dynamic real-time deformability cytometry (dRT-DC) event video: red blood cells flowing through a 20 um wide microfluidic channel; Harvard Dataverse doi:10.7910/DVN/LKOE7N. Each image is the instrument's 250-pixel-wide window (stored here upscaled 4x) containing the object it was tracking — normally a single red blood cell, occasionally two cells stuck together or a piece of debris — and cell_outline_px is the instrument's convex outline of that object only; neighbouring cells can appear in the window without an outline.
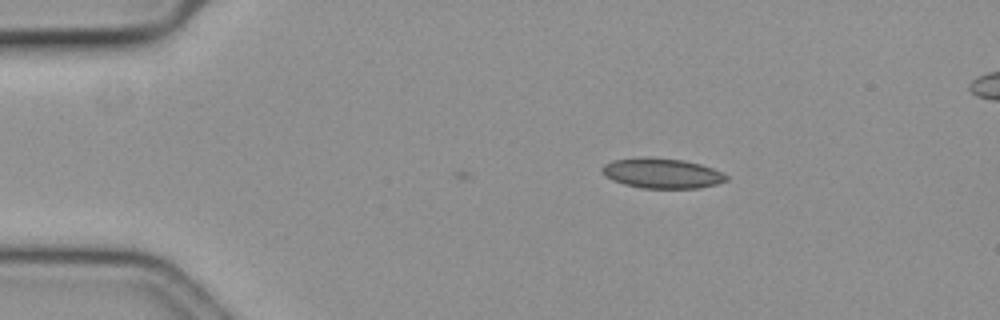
{"species": "common noctule bat (a hibernating species)", "species_latin": "Nyctalus noctula", "temperature_condition": "cold", "stored_images_in_passage": 4, "camera_frame_rate_fps": 3000, "um_per_image_px": 0.085, "animal": {"sex": "female", "body_mass_g": 19.3, "forearm_length_mm": 54.1}, "frame": {"image": 1, "passage_image": 1, "time_ms": 0.0, "image_size_px": [1000, 320], "cell_outline_px": [[728, 180], [716, 184], [696, 188], [644, 188], [624, 184], [612, 180], [600, 168], [604, 164], [612, 160], [648, 156], [684, 160], [700, 164], [712, 168], [728, 176]], "centroid_in_image_um": [56.26, 14.71], "position_along_channel_um": 28.7, "area_um2": 21.68}}